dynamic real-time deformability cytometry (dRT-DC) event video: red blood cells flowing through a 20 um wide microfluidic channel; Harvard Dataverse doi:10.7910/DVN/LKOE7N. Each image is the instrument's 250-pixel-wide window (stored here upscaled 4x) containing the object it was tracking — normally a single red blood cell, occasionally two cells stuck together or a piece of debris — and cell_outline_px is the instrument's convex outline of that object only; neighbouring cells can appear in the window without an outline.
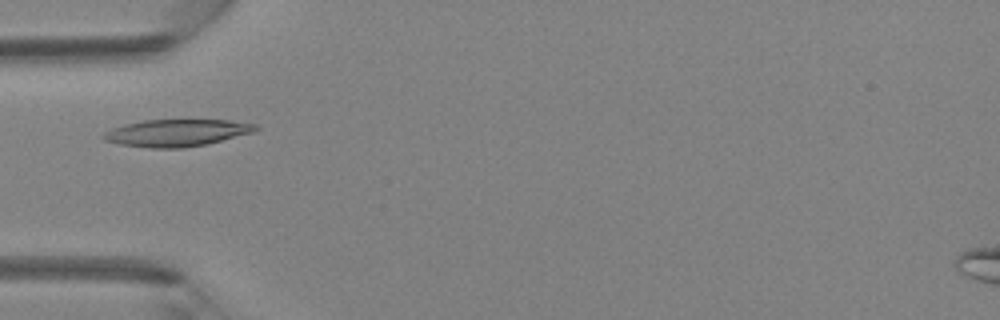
{"species": "Egyptian fruit bat (a non-hibernating species)", "species_latin": "Rousettus aegyptiacus", "temperature_condition": "room temperature", "stored_images_in_passage": 42, "camera_frame_rate_fps": 3000, "um_per_image_px": 0.085, "animal": {"sex": "female"}, "frame": {"image": 1, "passage_image": 11, "time_ms": 3.333, "image_size_px": [1000, 320], "cell_outline_px": [[260, 128], [256, 132], [208, 144], [184, 148], [152, 148], [120, 144], [104, 140], [100, 136], [104, 132], [112, 128], [124, 124], [144, 120], [228, 120], [256, 124]], "centroid_in_image_um": [15.05, 11.29], "position_along_channel_um": 70.0, "area_um2": 24.22}}
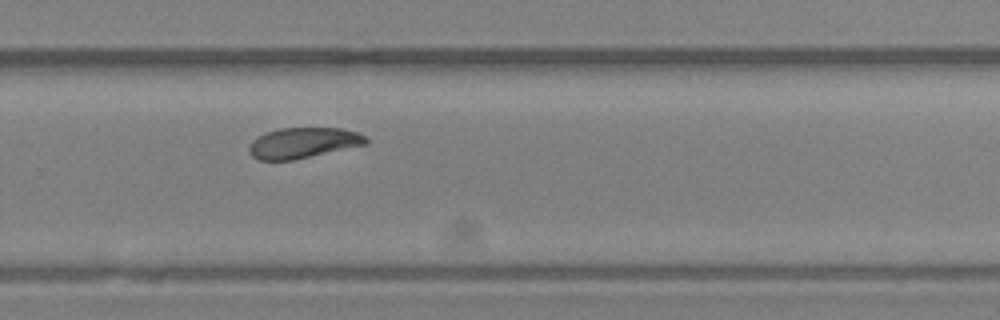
{"frame": {"image": 2, "passage_image": 27, "time_ms": 8.667, "image_size_px": [1000, 320], "cell_outline_px": [[368, 144], [292, 160], [260, 160], [252, 156], [248, 148], [252, 140], [256, 136], [264, 132], [280, 128], [340, 128], [356, 132], [364, 136], [368, 140]], "centroid_in_image_um": [25.73, 12.14], "position_along_channel_um": 304.1, "area_um2": 20.81}}
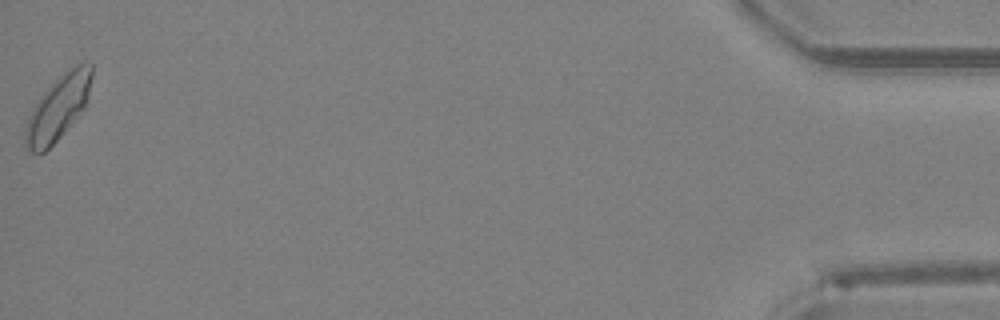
{"frame": {"image": 3, "passage_image": 42, "time_ms": 13.667, "image_size_px": [1000, 320], "cell_outline_px": [[92, 76], [84, 108], [60, 136], [44, 152], [32, 152], [28, 148], [24, 140], [24, 128], [28, 116], [32, 108], [40, 96], [64, 72], [76, 64], [84, 60], [92, 64]], "centroid_in_image_um": [4.92, 9.13], "position_along_channel_um": 430.3, "area_um2": 24.51}}